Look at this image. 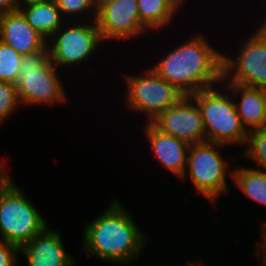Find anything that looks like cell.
<instances>
[{"label": "cell", "instance_id": "6da1fadb", "mask_svg": "<svg viewBox=\"0 0 266 266\" xmlns=\"http://www.w3.org/2000/svg\"><path fill=\"white\" fill-rule=\"evenodd\" d=\"M104 209L84 226L80 251L115 265L135 263L149 237L119 200L113 198Z\"/></svg>", "mask_w": 266, "mask_h": 266}, {"label": "cell", "instance_id": "7a4b0ae2", "mask_svg": "<svg viewBox=\"0 0 266 266\" xmlns=\"http://www.w3.org/2000/svg\"><path fill=\"white\" fill-rule=\"evenodd\" d=\"M211 43L196 34L150 68L185 96L222 84L223 53Z\"/></svg>", "mask_w": 266, "mask_h": 266}, {"label": "cell", "instance_id": "3957f363", "mask_svg": "<svg viewBox=\"0 0 266 266\" xmlns=\"http://www.w3.org/2000/svg\"><path fill=\"white\" fill-rule=\"evenodd\" d=\"M58 68L52 63L48 46L22 57L16 89L22 105L66 103L67 94Z\"/></svg>", "mask_w": 266, "mask_h": 266}, {"label": "cell", "instance_id": "277c9868", "mask_svg": "<svg viewBox=\"0 0 266 266\" xmlns=\"http://www.w3.org/2000/svg\"><path fill=\"white\" fill-rule=\"evenodd\" d=\"M215 87L190 96L201 112L206 141L225 146L244 145L245 148L249 132L242 125L234 97L225 86L223 91Z\"/></svg>", "mask_w": 266, "mask_h": 266}, {"label": "cell", "instance_id": "5b68a950", "mask_svg": "<svg viewBox=\"0 0 266 266\" xmlns=\"http://www.w3.org/2000/svg\"><path fill=\"white\" fill-rule=\"evenodd\" d=\"M48 223L9 177L0 186V239L19 248L40 234Z\"/></svg>", "mask_w": 266, "mask_h": 266}, {"label": "cell", "instance_id": "8992f818", "mask_svg": "<svg viewBox=\"0 0 266 266\" xmlns=\"http://www.w3.org/2000/svg\"><path fill=\"white\" fill-rule=\"evenodd\" d=\"M224 147L229 146L208 141L190 145L186 171L181 178L186 180L189 176L197 195L206 197L211 204L217 203L222 193L228 194L229 175L232 180L234 168L230 167L220 152Z\"/></svg>", "mask_w": 266, "mask_h": 266}, {"label": "cell", "instance_id": "52a82bcc", "mask_svg": "<svg viewBox=\"0 0 266 266\" xmlns=\"http://www.w3.org/2000/svg\"><path fill=\"white\" fill-rule=\"evenodd\" d=\"M101 44L104 42L96 21L92 19L67 21V25L65 22L47 41L51 61L59 70L64 66L69 67L68 70L72 66L74 69L75 65L82 66L95 55Z\"/></svg>", "mask_w": 266, "mask_h": 266}, {"label": "cell", "instance_id": "ba28073f", "mask_svg": "<svg viewBox=\"0 0 266 266\" xmlns=\"http://www.w3.org/2000/svg\"><path fill=\"white\" fill-rule=\"evenodd\" d=\"M141 75L123 74V82L126 83L123 95L127 109L143 113L146 122H152L161 112L177 104L185 96L150 67L145 68Z\"/></svg>", "mask_w": 266, "mask_h": 266}, {"label": "cell", "instance_id": "9c48e42d", "mask_svg": "<svg viewBox=\"0 0 266 266\" xmlns=\"http://www.w3.org/2000/svg\"><path fill=\"white\" fill-rule=\"evenodd\" d=\"M240 42L234 57L223 53L222 82L241 86L266 87V36L255 31Z\"/></svg>", "mask_w": 266, "mask_h": 266}, {"label": "cell", "instance_id": "30bf717a", "mask_svg": "<svg viewBox=\"0 0 266 266\" xmlns=\"http://www.w3.org/2000/svg\"><path fill=\"white\" fill-rule=\"evenodd\" d=\"M96 24L104 44L149 32L140 22L137 0H110L97 8Z\"/></svg>", "mask_w": 266, "mask_h": 266}, {"label": "cell", "instance_id": "8fae6325", "mask_svg": "<svg viewBox=\"0 0 266 266\" xmlns=\"http://www.w3.org/2000/svg\"><path fill=\"white\" fill-rule=\"evenodd\" d=\"M151 123L163 133L189 145L206 141L201 112L190 96H184L177 104L161 112Z\"/></svg>", "mask_w": 266, "mask_h": 266}, {"label": "cell", "instance_id": "7c38bea8", "mask_svg": "<svg viewBox=\"0 0 266 266\" xmlns=\"http://www.w3.org/2000/svg\"><path fill=\"white\" fill-rule=\"evenodd\" d=\"M19 253L26 258L28 266H75L74 256L63 245L58 230L49 225L31 241L19 248Z\"/></svg>", "mask_w": 266, "mask_h": 266}, {"label": "cell", "instance_id": "4fadbf2b", "mask_svg": "<svg viewBox=\"0 0 266 266\" xmlns=\"http://www.w3.org/2000/svg\"><path fill=\"white\" fill-rule=\"evenodd\" d=\"M144 133L152 149V154L164 169L174 174L175 177L184 176L187 167L189 144L176 137L163 133L151 122H145Z\"/></svg>", "mask_w": 266, "mask_h": 266}, {"label": "cell", "instance_id": "5bb4252c", "mask_svg": "<svg viewBox=\"0 0 266 266\" xmlns=\"http://www.w3.org/2000/svg\"><path fill=\"white\" fill-rule=\"evenodd\" d=\"M0 41L22 56L40 51L47 45L20 10L0 15Z\"/></svg>", "mask_w": 266, "mask_h": 266}, {"label": "cell", "instance_id": "9a60e30c", "mask_svg": "<svg viewBox=\"0 0 266 266\" xmlns=\"http://www.w3.org/2000/svg\"><path fill=\"white\" fill-rule=\"evenodd\" d=\"M222 83V86L225 85L236 97L234 102L237 113L245 129L248 132L266 129V113L260 88L246 87L230 82ZM238 95L239 99H237Z\"/></svg>", "mask_w": 266, "mask_h": 266}, {"label": "cell", "instance_id": "2e32d148", "mask_svg": "<svg viewBox=\"0 0 266 266\" xmlns=\"http://www.w3.org/2000/svg\"><path fill=\"white\" fill-rule=\"evenodd\" d=\"M19 10L32 28L46 41L67 22L54 0L25 6Z\"/></svg>", "mask_w": 266, "mask_h": 266}, {"label": "cell", "instance_id": "e0dca14e", "mask_svg": "<svg viewBox=\"0 0 266 266\" xmlns=\"http://www.w3.org/2000/svg\"><path fill=\"white\" fill-rule=\"evenodd\" d=\"M141 24L150 32L170 27L180 9L172 0H137ZM176 14V15H175Z\"/></svg>", "mask_w": 266, "mask_h": 266}, {"label": "cell", "instance_id": "ac0fdd59", "mask_svg": "<svg viewBox=\"0 0 266 266\" xmlns=\"http://www.w3.org/2000/svg\"><path fill=\"white\" fill-rule=\"evenodd\" d=\"M232 183L244 196L266 207V171L253 167L234 166Z\"/></svg>", "mask_w": 266, "mask_h": 266}, {"label": "cell", "instance_id": "d6986e66", "mask_svg": "<svg viewBox=\"0 0 266 266\" xmlns=\"http://www.w3.org/2000/svg\"><path fill=\"white\" fill-rule=\"evenodd\" d=\"M246 148L241 151V157L256 163L255 169L266 171V129L249 131Z\"/></svg>", "mask_w": 266, "mask_h": 266}, {"label": "cell", "instance_id": "ffe728a7", "mask_svg": "<svg viewBox=\"0 0 266 266\" xmlns=\"http://www.w3.org/2000/svg\"><path fill=\"white\" fill-rule=\"evenodd\" d=\"M66 21L92 18L96 20L97 6L95 0H54ZM91 12V13H90ZM86 15L87 17H85ZM90 15V17H89ZM83 16V18H82Z\"/></svg>", "mask_w": 266, "mask_h": 266}, {"label": "cell", "instance_id": "44dd1931", "mask_svg": "<svg viewBox=\"0 0 266 266\" xmlns=\"http://www.w3.org/2000/svg\"><path fill=\"white\" fill-rule=\"evenodd\" d=\"M22 55L0 41V81L17 83Z\"/></svg>", "mask_w": 266, "mask_h": 266}, {"label": "cell", "instance_id": "7402d4cb", "mask_svg": "<svg viewBox=\"0 0 266 266\" xmlns=\"http://www.w3.org/2000/svg\"><path fill=\"white\" fill-rule=\"evenodd\" d=\"M21 106L18 98L16 84L0 81V125Z\"/></svg>", "mask_w": 266, "mask_h": 266}, {"label": "cell", "instance_id": "603a6c76", "mask_svg": "<svg viewBox=\"0 0 266 266\" xmlns=\"http://www.w3.org/2000/svg\"><path fill=\"white\" fill-rule=\"evenodd\" d=\"M19 247L0 239V266H17Z\"/></svg>", "mask_w": 266, "mask_h": 266}, {"label": "cell", "instance_id": "cb8c5ba5", "mask_svg": "<svg viewBox=\"0 0 266 266\" xmlns=\"http://www.w3.org/2000/svg\"><path fill=\"white\" fill-rule=\"evenodd\" d=\"M266 224V223H265ZM261 234L259 236H261V240H259V244H256L257 246H255V250L256 252L254 253H257V255L259 256V261L260 262V266H266V225L265 226H262L261 225ZM262 257V258H261Z\"/></svg>", "mask_w": 266, "mask_h": 266}, {"label": "cell", "instance_id": "d4e9b609", "mask_svg": "<svg viewBox=\"0 0 266 266\" xmlns=\"http://www.w3.org/2000/svg\"><path fill=\"white\" fill-rule=\"evenodd\" d=\"M17 10V0H0V15Z\"/></svg>", "mask_w": 266, "mask_h": 266}, {"label": "cell", "instance_id": "484cf974", "mask_svg": "<svg viewBox=\"0 0 266 266\" xmlns=\"http://www.w3.org/2000/svg\"><path fill=\"white\" fill-rule=\"evenodd\" d=\"M5 162L6 161H4V159L3 160L0 159V186L10 177V175H8L7 171L5 170L7 166Z\"/></svg>", "mask_w": 266, "mask_h": 266}, {"label": "cell", "instance_id": "4316f807", "mask_svg": "<svg viewBox=\"0 0 266 266\" xmlns=\"http://www.w3.org/2000/svg\"><path fill=\"white\" fill-rule=\"evenodd\" d=\"M45 1H49V0H17V10L25 6H29V5H33V4H37V3L45 2Z\"/></svg>", "mask_w": 266, "mask_h": 266}, {"label": "cell", "instance_id": "83f0119b", "mask_svg": "<svg viewBox=\"0 0 266 266\" xmlns=\"http://www.w3.org/2000/svg\"><path fill=\"white\" fill-rule=\"evenodd\" d=\"M265 19L263 20L262 23L258 24L259 27L255 30L256 33L266 36V15H264Z\"/></svg>", "mask_w": 266, "mask_h": 266}, {"label": "cell", "instance_id": "f1b7e54d", "mask_svg": "<svg viewBox=\"0 0 266 266\" xmlns=\"http://www.w3.org/2000/svg\"><path fill=\"white\" fill-rule=\"evenodd\" d=\"M266 113V87L260 88Z\"/></svg>", "mask_w": 266, "mask_h": 266}, {"label": "cell", "instance_id": "f546056e", "mask_svg": "<svg viewBox=\"0 0 266 266\" xmlns=\"http://www.w3.org/2000/svg\"><path fill=\"white\" fill-rule=\"evenodd\" d=\"M177 6L179 9H182V4L185 0H172Z\"/></svg>", "mask_w": 266, "mask_h": 266}, {"label": "cell", "instance_id": "4dcf8cb0", "mask_svg": "<svg viewBox=\"0 0 266 266\" xmlns=\"http://www.w3.org/2000/svg\"><path fill=\"white\" fill-rule=\"evenodd\" d=\"M107 1H110V0H95V3H96V6L97 8L102 4V3H105Z\"/></svg>", "mask_w": 266, "mask_h": 266}, {"label": "cell", "instance_id": "1f68e13d", "mask_svg": "<svg viewBox=\"0 0 266 266\" xmlns=\"http://www.w3.org/2000/svg\"><path fill=\"white\" fill-rule=\"evenodd\" d=\"M192 266H205L202 264V262L198 261V263H194Z\"/></svg>", "mask_w": 266, "mask_h": 266}, {"label": "cell", "instance_id": "d6a6232c", "mask_svg": "<svg viewBox=\"0 0 266 266\" xmlns=\"http://www.w3.org/2000/svg\"><path fill=\"white\" fill-rule=\"evenodd\" d=\"M193 264H194V262H187L186 265H187V266H192ZM186 265H185V266H186ZM164 266H169V265H167V264L165 265V264H164Z\"/></svg>", "mask_w": 266, "mask_h": 266}]
</instances>
